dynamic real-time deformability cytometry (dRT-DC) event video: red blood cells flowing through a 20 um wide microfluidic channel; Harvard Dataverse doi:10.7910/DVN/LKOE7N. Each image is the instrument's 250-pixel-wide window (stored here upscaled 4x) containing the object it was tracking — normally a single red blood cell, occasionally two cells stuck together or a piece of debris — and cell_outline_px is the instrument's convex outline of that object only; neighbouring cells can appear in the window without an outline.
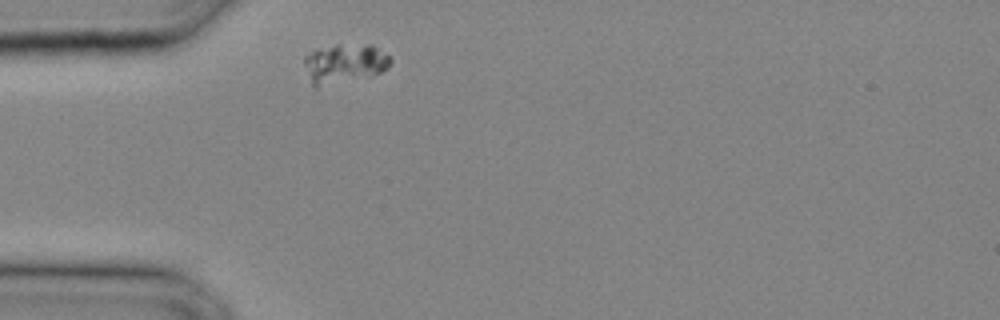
{"species": "common noctule bat (a hibernating species)", "species_latin": "Nyctalus noctula", "temperature_condition": "cold", "stored_images_in_passage": 19, "camera_frame_rate_fps": 3000, "um_per_image_px": 0.085, "animal": {"sex": "male", "body_mass_g": 20.4}, "frame": {"image": 1, "passage_image": 1, "time_ms": 0.0, "image_size_px": [1000, 320], "cell_outline_px": [[392, 60], [388, 68], [372, 76], [316, 88], [312, 84], [304, 64], [304, 56], [312, 52], [336, 44], [372, 44], [388, 56]], "centroid_in_image_um": [29.3, 5.41], "position_along_channel_um": 55.7, "area_um2": 19.77}}
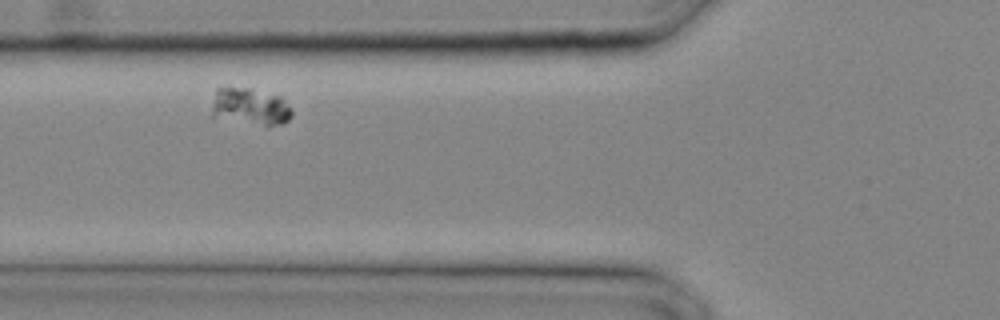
{"frame": {"image": 2, "passage_image": 4, "time_ms": 1.0, "image_size_px": [1000, 320], "cell_outline_px": [[292, 116], [288, 120], [280, 124], [264, 124], [212, 116], [212, 104], [216, 88], [248, 88], [280, 96], [284, 100], [292, 112]], "centroid_in_image_um": [21.27, 9.02], "position_along_channel_um": 104.5, "area_um2": 16.53}}
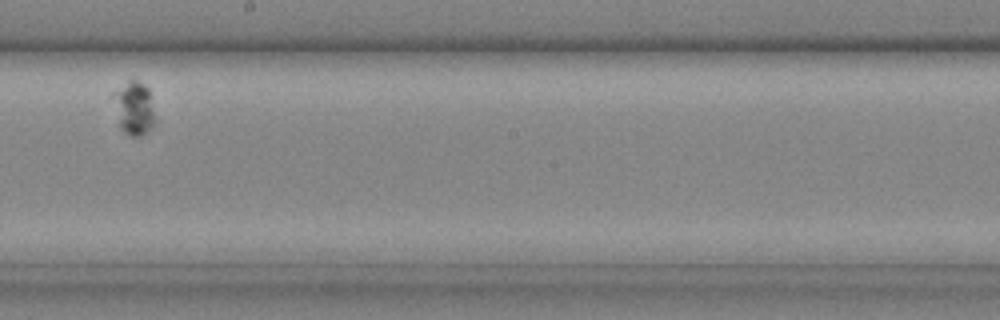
{"frame": {"image": 3, "passage_image": 11, "time_ms": 3.333, "image_size_px": [1000, 320], "cell_outline_px": [[156, 124], [140, 136], [132, 136], [124, 132], [120, 128], [116, 92], [128, 80], [136, 80], [144, 84], [148, 88], [156, 120]], "centroid_in_image_um": [11.49, 9.22], "position_along_channel_um": 236.7, "area_um2": 12.25}}